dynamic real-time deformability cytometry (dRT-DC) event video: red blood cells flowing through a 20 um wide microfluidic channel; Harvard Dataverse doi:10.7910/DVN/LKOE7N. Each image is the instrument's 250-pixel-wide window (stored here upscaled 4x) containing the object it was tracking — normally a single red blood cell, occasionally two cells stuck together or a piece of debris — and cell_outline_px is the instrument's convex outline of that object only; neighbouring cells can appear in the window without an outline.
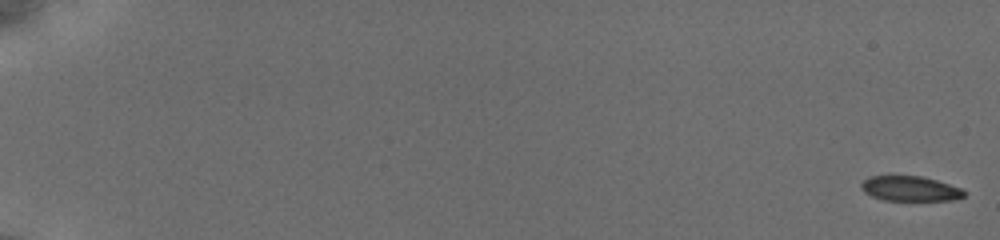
{"species": "common noctule bat (a hibernating species)", "species_latin": "Nyctalus noctula", "temperature_condition": "cold", "stored_images_in_passage": 18, "camera_frame_rate_fps": 3000, "um_per_image_px": 0.085, "animal": {"sex": "female", "body_mass_g": 19.5, "forearm_length_mm": 54.1}, "frame": {"image": 1, "passage_image": 1, "time_ms": 0.0, "image_size_px": [1000, 240], "cell_outline_px": [[968, 192], [964, 196], [952, 200], [884, 200], [872, 196], [864, 192], [860, 188], [860, 184], [868, 176], [892, 172], [924, 176], [960, 188]], "centroid_in_image_um": [77.28, 15.97], "position_along_channel_um": 7.7, "area_um2": 15.78}}
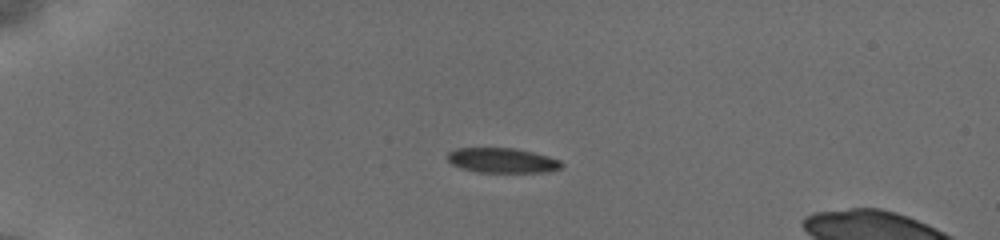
{"frame": {"image": 2, "passage_image": 14, "time_ms": 5.0, "image_size_px": [1000, 240], "cell_outline_px": [[564, 164], [560, 168], [548, 172], [480, 172], [460, 168], [452, 164], [448, 160], [448, 152], [456, 148], [516, 148], [548, 156], [560, 160]], "centroid_in_image_um": [42.7, 13.63], "position_along_channel_um": 42.3, "area_um2": 16.53}}
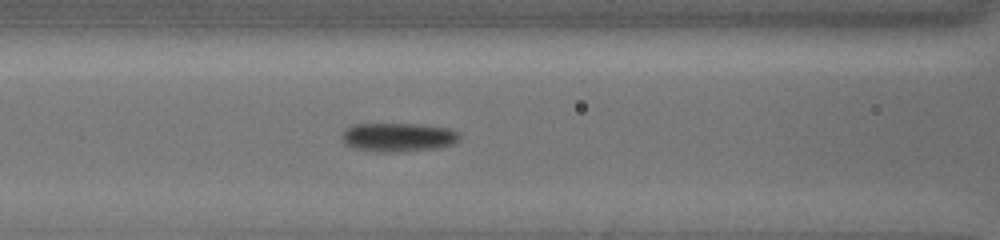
{"frame": {"image": 3, "passage_image": 18, "time_ms": 8.667, "image_size_px": [1000, 240], "cell_outline_px": [[460, 140], [452, 144], [440, 148], [404, 152], [376, 152], [356, 148], [344, 144], [340, 136], [340, 132], [344, 128], [352, 124], [420, 124], [448, 128], [460, 132]], "centroid_in_image_um": [33.82, 11.67], "position_along_channel_um": 132.8, "area_um2": 20.29}}